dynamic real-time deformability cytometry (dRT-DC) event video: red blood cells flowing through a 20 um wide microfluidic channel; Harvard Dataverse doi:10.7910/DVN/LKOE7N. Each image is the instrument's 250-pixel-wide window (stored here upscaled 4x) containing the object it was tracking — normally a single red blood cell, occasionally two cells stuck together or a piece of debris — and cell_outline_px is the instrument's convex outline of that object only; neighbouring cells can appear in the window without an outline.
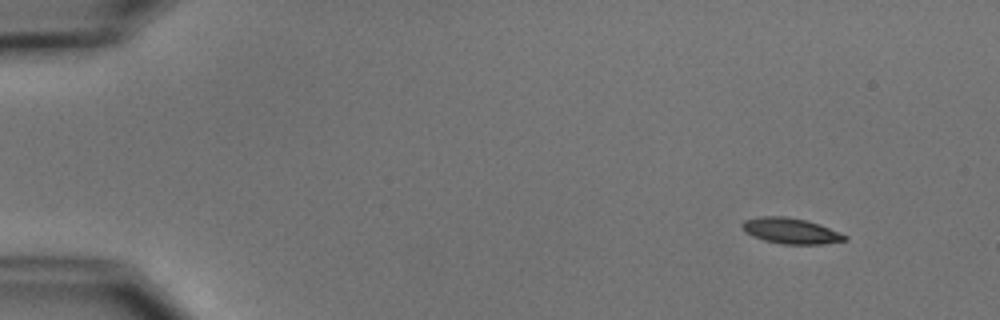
{"species": "common noctule bat (a hibernating species)", "species_latin": "Nyctalus noctula", "temperature_condition": "cold", "stored_images_in_passage": 4, "camera_frame_rate_fps": 3000, "um_per_image_px": 0.085, "animal": {"sex": "male", "body_mass_g": 15.6}, "frame": {"image": 1, "passage_image": 1, "time_ms": 0.0, "image_size_px": [1000, 320], "cell_outline_px": [[848, 240], [824, 244], [784, 244], [764, 240], [752, 236], [744, 232], [740, 224], [744, 220], [760, 216], [784, 216], [804, 220], [820, 224], [840, 232], [848, 236]], "centroid_in_image_um": [67.21, 19.62], "position_along_channel_um": 17.8, "area_um2": 15.49}}